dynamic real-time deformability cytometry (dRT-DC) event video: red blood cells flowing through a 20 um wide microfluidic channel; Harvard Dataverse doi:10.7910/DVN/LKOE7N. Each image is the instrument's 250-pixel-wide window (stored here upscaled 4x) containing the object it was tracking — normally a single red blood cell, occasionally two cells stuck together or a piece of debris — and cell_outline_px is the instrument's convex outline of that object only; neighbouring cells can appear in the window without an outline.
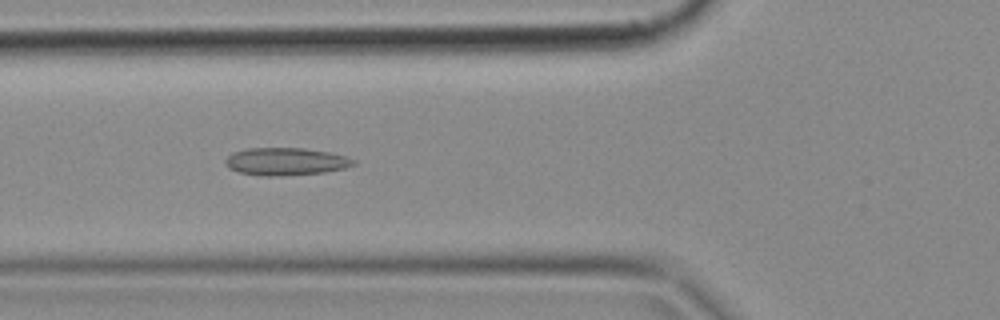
{"species": "common noctule bat (a hibernating species)", "species_latin": "Nyctalus noctula", "temperature_condition": "cold", "stored_images_in_passage": 50, "camera_frame_rate_fps": 3000, "um_per_image_px": 0.085, "animal": {"sex": "female", "body_mass_g": 18.4}, "frame": {"image": 1, "passage_image": 18, "time_ms": 5.667, "image_size_px": [1000, 320], "cell_outline_px": [[356, 164], [344, 168], [324, 172], [276, 176], [264, 176], [240, 172], [228, 168], [224, 164], [224, 160], [232, 152], [248, 148], [304, 148], [328, 152], [344, 156], [356, 160]], "centroid_in_image_um": [24.25, 13.72], "position_along_channel_um": 101.5, "area_um2": 20.52}}
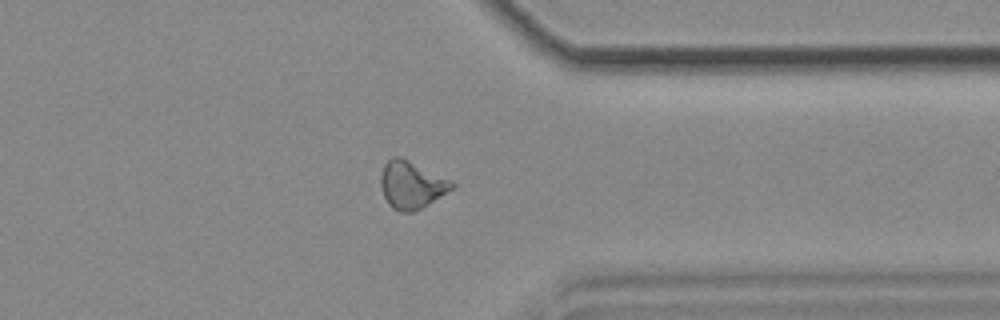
{"frame": {"image": 2, "passage_image": 39, "time_ms": 12.667, "image_size_px": [1000, 320], "cell_outline_px": [[456, 184], [452, 188], [424, 208], [412, 212], [400, 212], [392, 208], [388, 204], [384, 196], [380, 184], [380, 176], [384, 164], [392, 156], [396, 156], [408, 160]], "centroid_in_image_um": [34.92, 15.74], "position_along_channel_um": 376.5, "area_um2": 19.36}}
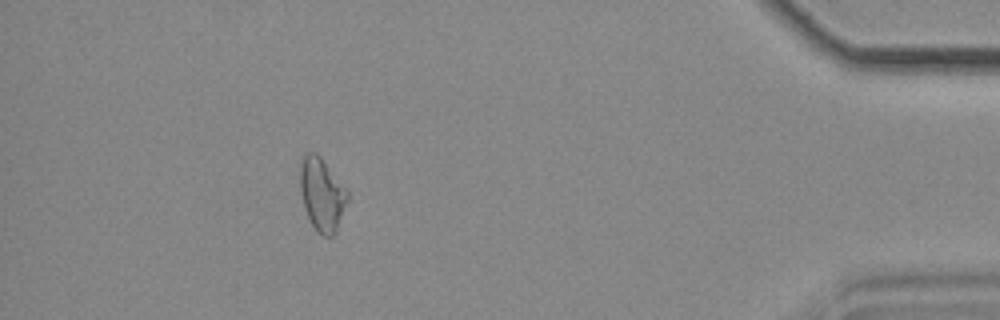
{"frame": {"image": 3, "passage_image": 45, "time_ms": 14.667, "image_size_px": [1000, 320], "cell_outline_px": [[348, 200], [336, 232], [332, 236], [320, 236], [316, 232], [304, 208], [300, 192], [300, 164], [304, 156], [308, 152], [316, 152], [320, 156], [348, 192]], "centroid_in_image_um": [27.35, 16.55], "position_along_channel_um": 407.8, "area_um2": 20.06}}